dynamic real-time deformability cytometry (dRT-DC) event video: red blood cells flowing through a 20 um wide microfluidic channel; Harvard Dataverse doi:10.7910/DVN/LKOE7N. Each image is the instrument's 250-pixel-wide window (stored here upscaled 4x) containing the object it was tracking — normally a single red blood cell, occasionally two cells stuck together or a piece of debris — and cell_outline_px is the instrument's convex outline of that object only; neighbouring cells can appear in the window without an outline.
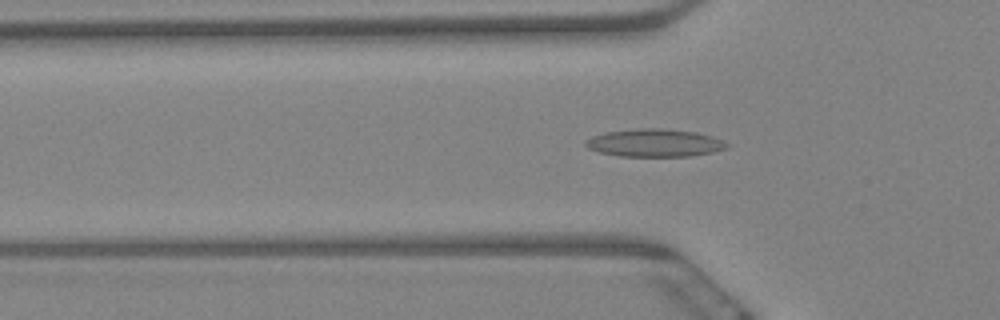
{"species": "Egyptian fruit bat (a non-hibernating species)", "species_latin": "Rousettus aegyptiacus", "temperature_condition": "warm", "stored_images_in_passage": 50, "camera_frame_rate_fps": 3000, "um_per_image_px": 0.085, "animal": {"sex": "female"}, "frame": {"image": 1, "passage_image": 15, "time_ms": 4.667, "image_size_px": [1000, 320], "cell_outline_px": [[728, 148], [712, 152], [688, 156], [620, 156], [600, 152], [588, 148], [584, 144], [584, 140], [592, 136], [604, 132], [636, 128], [664, 128], [696, 132], [712, 136], [728, 144]], "centroid_in_image_um": [55.6, 12.13], "position_along_channel_um": 70.2, "area_um2": 22.89}}
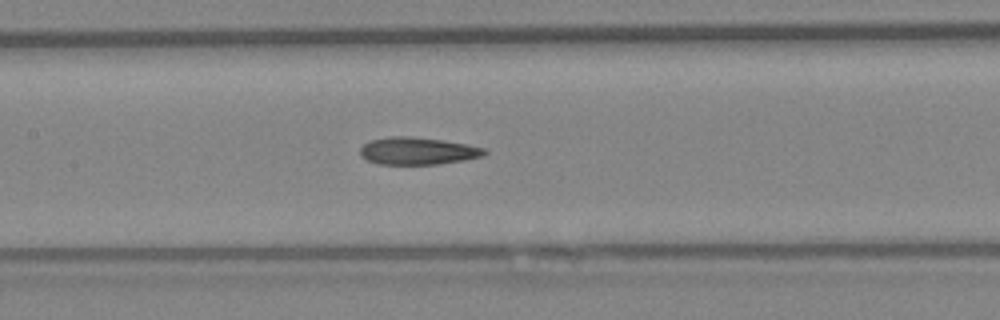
{"frame": {"image": 2, "passage_image": 24, "time_ms": 7.667, "image_size_px": [1000, 320], "cell_outline_px": [[488, 152], [484, 156], [464, 160], [436, 164], [380, 164], [368, 160], [360, 156], [360, 148], [364, 144], [372, 140], [392, 136], [408, 136], [440, 140], [464, 144], [484, 148]], "centroid_in_image_um": [35.49, 12.84], "position_along_channel_um": 171.9, "area_um2": 19.54}}
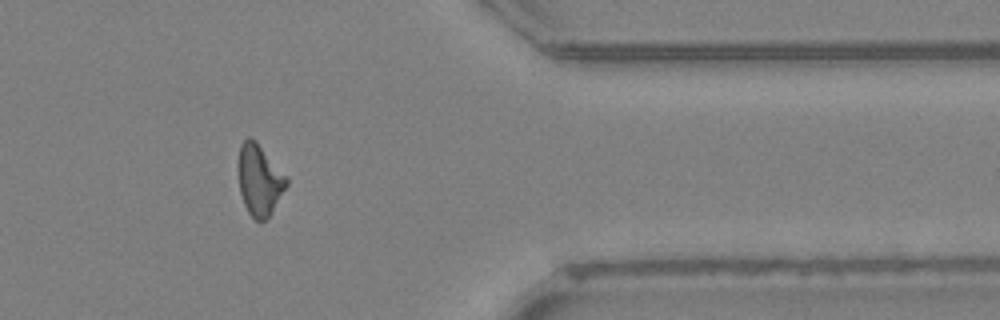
{"frame": {"image": 3, "passage_image": 45, "time_ms": 14.667, "image_size_px": [1000, 320], "cell_outline_px": [[288, 184], [268, 216], [264, 220], [256, 220], [248, 212], [244, 204], [240, 192], [236, 164], [240, 144], [248, 136], [252, 136], [256, 140], [288, 180]], "centroid_in_image_um": [21.99, 15.24], "position_along_channel_um": 389.4, "area_um2": 19.83}, "authors_computed_cell_mechanics": {"area_um2": 20.0277, "velocity_mm_per_s": 3.3919, "shape_relaxation_time_tau1_ms": null, "shape_relaxation_time_tau2_ms": 4.9877, "deformation_change_tau1": null, "deformation_change_tau2": 0.1543}}